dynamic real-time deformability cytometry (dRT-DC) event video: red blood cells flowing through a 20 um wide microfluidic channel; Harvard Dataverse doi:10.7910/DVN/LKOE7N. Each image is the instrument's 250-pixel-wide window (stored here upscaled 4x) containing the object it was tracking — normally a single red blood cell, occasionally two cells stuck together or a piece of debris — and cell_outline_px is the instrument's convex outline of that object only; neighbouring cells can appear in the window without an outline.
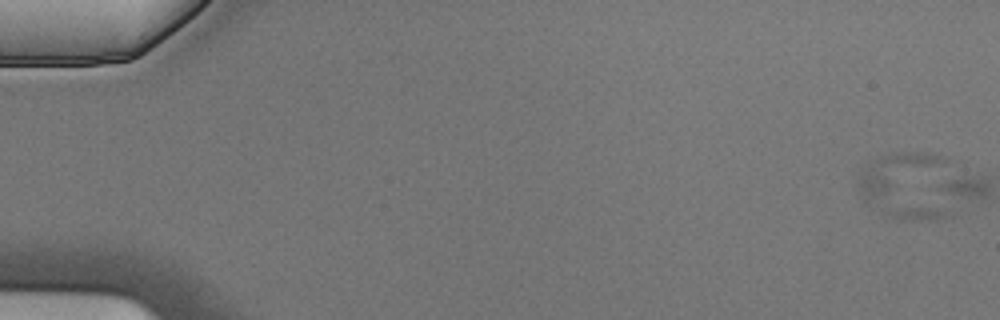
{"species": "Egyptian fruit bat (a non-hibernating species)", "species_latin": "Rousettus aegyptiacus", "temperature_condition": "cold", "stored_images_in_passage": 5, "segment_of_instrument_passage": [1, 2], "camera_frame_rate_fps": 3000, "um_per_image_px": 0.085, "animal": {"sex": "male"}, "frame": {"image": 1, "passage_image": 1, "time_ms": 0.0, "image_size_px": [1000, 320], "cell_outline_px": [[948, 160], [944, 216], [936, 220], [908, 220], [884, 216], [872, 208], [864, 200], [856, 184], [856, 180], [868, 164], [880, 156], [896, 152], [928, 152], [940, 156]], "centroid_in_image_um": [77.01, 15.77], "position_along_channel_um": 8.0, "area_um2": 37.4}}